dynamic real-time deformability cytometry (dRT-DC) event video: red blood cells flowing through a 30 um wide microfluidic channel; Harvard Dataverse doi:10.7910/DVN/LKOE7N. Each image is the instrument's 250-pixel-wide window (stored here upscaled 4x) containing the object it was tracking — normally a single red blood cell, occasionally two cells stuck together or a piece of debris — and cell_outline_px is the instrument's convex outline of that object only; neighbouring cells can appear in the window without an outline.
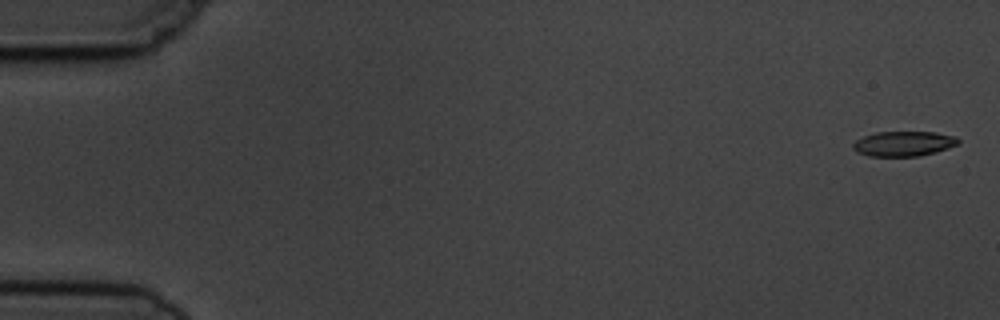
{"species": "common noctule bat (a hibernating species)", "species_latin": "Nyctalus noctula", "temperature_condition": "cold", "stored_images_in_passage": 4, "camera_frame_rate_fps": 3000, "um_per_image_px": 0.085, "animal": {"sex": "male", "body_mass_g": 19.5, "forearm_length_mm": 54.6}, "frame": {"image": 1, "passage_image": 1, "time_ms": 0.0, "image_size_px": [1000, 320], "cell_outline_px": [[960, 144], [936, 152], [920, 156], [868, 156], [856, 152], [852, 148], [852, 144], [856, 140], [864, 136], [876, 132], [936, 132], [956, 136], [960, 140]], "centroid_in_image_um": [76.83, 12.21], "position_along_channel_um": 8.2, "area_um2": 15.49}}